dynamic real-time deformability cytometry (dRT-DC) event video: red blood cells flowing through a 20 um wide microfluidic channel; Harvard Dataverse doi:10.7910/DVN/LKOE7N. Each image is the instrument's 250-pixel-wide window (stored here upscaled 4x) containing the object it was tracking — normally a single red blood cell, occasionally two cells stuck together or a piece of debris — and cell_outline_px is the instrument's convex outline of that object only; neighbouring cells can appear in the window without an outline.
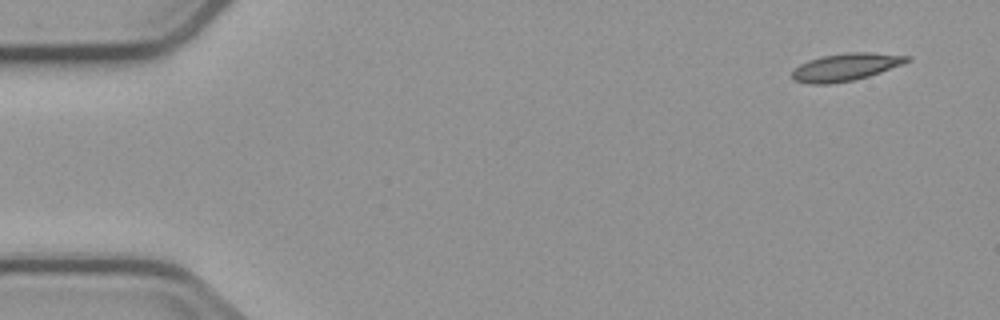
{"species": "common noctule bat (a hibernating species)", "species_latin": "Nyctalus noctula", "temperature_condition": "cold", "stored_images_in_passage": 2, "camera_frame_rate_fps": 3000, "um_per_image_px": 0.085, "animal": {"sex": "male", "body_mass_g": 23.1, "forearm_length_mm": 52.7}, "frame": {"image": 1, "passage_image": 2, "time_ms": 1.333, "image_size_px": [1000, 320], "cell_outline_px": [[912, 60], [904, 64], [868, 76], [852, 80], [828, 84], [812, 84], [796, 80], [792, 76], [792, 72], [800, 64], [808, 60], [824, 56], [848, 52], [872, 52], [912, 56]], "centroid_in_image_um": [71.95, 5.68], "position_along_channel_um": 13.0, "area_um2": 18.26}}